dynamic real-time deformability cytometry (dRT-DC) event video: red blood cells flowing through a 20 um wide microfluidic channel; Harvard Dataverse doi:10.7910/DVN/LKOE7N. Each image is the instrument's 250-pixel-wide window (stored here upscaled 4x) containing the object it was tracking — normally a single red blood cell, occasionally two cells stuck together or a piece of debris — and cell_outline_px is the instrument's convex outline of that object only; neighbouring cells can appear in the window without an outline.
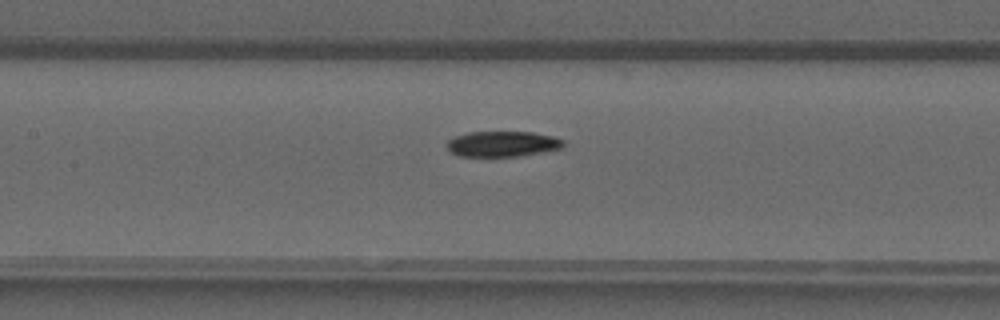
{"species": "common noctule bat (a hibernating species)", "species_latin": "Nyctalus noctula", "temperature_condition": "warm", "stored_images_in_passage": 50, "camera_frame_rate_fps": 3000, "um_per_image_px": 0.085, "animal": {"sex": "male", "forearm_length_mm": 52.5}, "frame": {"image": 1, "passage_image": 24, "time_ms": 7.667, "image_size_px": [1000, 320], "cell_outline_px": [[564, 148], [520, 156], [460, 156], [452, 152], [448, 148], [448, 140], [456, 136], [468, 132], [532, 132], [552, 136], [564, 140]], "centroid_in_image_um": [42.76, 12.23], "position_along_channel_um": 164.6, "area_um2": 17.22}}
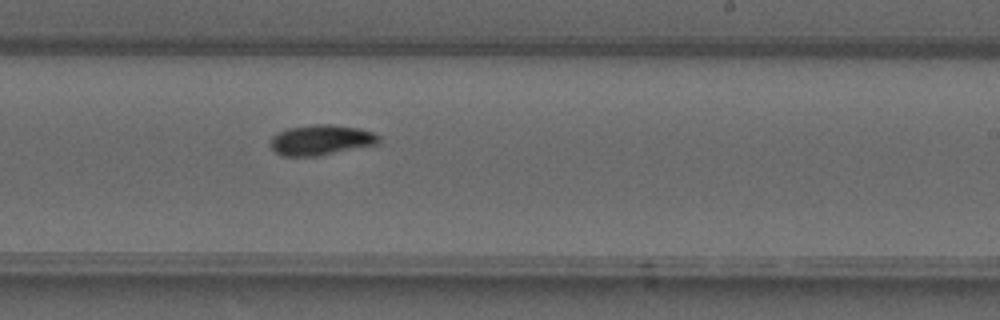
{"frame": {"image": 2, "passage_image": 31, "time_ms": 10.0, "image_size_px": [1000, 320], "cell_outline_px": [[380, 144], [316, 156], [280, 156], [268, 144], [272, 136], [288, 128], [312, 124], [332, 124], [360, 128], [372, 132], [380, 136]], "centroid_in_image_um": [27.3, 11.9], "position_along_channel_um": 261.7, "area_um2": 19.36}}
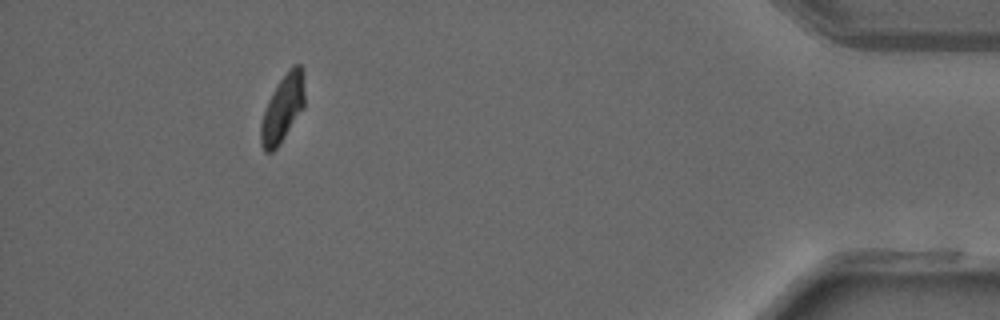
{"frame": {"image": 3, "passage_image": 46, "time_ms": 15.0, "image_size_px": [1000, 320], "cell_outline_px": [[304, 108], [276, 148], [272, 152], [264, 152], [260, 144], [260, 124], [268, 100], [272, 92], [288, 68], [292, 64], [300, 64], [304, 72]], "centroid_in_image_um": [24.03, 9.19], "position_along_channel_um": 411.2, "area_um2": 17.22}}